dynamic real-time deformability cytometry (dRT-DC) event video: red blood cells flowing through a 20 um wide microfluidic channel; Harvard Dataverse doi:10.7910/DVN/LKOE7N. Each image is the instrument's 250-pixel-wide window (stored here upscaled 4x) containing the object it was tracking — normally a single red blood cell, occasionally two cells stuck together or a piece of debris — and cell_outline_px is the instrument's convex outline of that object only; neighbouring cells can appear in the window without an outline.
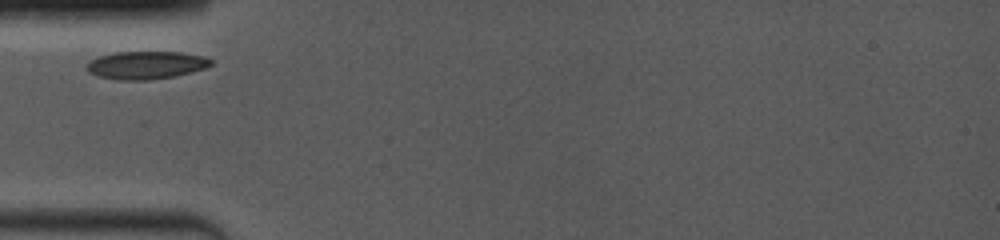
{"species": "common noctule bat (a hibernating species)", "species_latin": "Nyctalus noctula", "temperature_condition": "room temperature", "stored_images_in_passage": 2, "camera_frame_rate_fps": 4000, "um_per_image_px": 0.085, "animal": {"sex": "female", "body_mass_g": 19.0, "forearm_length_mm": 53.3}, "frame": {"image": 1, "passage_image": 1, "time_ms": 0.0, "image_size_px": [1000, 240], "cell_outline_px": [[212, 64], [204, 68], [172, 76], [148, 80], [116, 80], [96, 76], [88, 72], [84, 68], [84, 64], [100, 56], [116, 52], [180, 52], [204, 56], [212, 60]], "centroid_in_image_um": [12.34, 5.53], "position_along_channel_um": 72.7, "area_um2": 20.11}}